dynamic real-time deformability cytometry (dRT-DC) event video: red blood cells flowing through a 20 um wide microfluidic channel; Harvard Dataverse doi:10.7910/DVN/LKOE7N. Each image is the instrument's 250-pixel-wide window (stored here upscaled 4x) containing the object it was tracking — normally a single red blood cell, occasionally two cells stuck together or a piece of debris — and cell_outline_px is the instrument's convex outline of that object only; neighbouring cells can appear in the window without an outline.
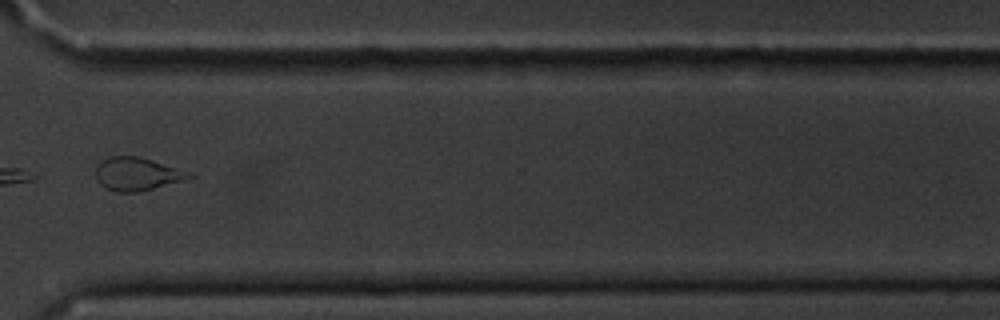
{"species": "common noctule bat (a hibernating species)", "species_latin": "Nyctalus noctula", "temperature_condition": "cold", "stored_images_in_passage": 13, "camera_frame_rate_fps": 3000, "um_per_image_px": 0.085, "animal": {"sex": "male", "body_mass_g": 20.1, "forearm_length_mm": 53.5}, "frame": {"image": 1, "passage_image": 11, "time_ms": 12.667, "image_size_px": [1000, 320], "cell_outline_px": [[196, 176], [184, 180], [136, 192], [120, 192], [104, 188], [96, 180], [96, 168], [108, 156], [136, 156], [152, 160], [176, 168]], "centroid_in_image_um": [11.6, 14.79], "position_along_channel_um": 359.0, "area_um2": 17.57}, "authors_computed_cell_mechanics": {"area_um2": 17.34, "velocity_mm_per_s": 3.6448, "shape_relaxation_time_tau1_ms": null, "shape_relaxation_time_tau2_ms": 3.2394, "deformation_change_tau1": null, "deformation_change_tau2": 0.0883}}